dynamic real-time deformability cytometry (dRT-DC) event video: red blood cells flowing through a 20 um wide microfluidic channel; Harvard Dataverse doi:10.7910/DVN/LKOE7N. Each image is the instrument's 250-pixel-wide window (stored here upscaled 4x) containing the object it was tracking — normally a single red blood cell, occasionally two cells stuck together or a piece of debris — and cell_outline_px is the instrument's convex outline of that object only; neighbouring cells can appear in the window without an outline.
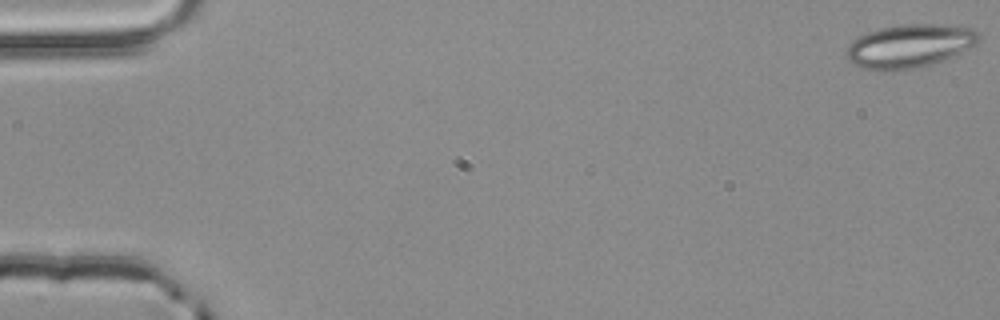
{"species": "common noctule bat (a hibernating species)", "species_latin": "Nyctalus noctula", "temperature_condition": "room temperature", "stored_images_in_passage": 4, "camera_frame_rate_fps": 3000, "um_per_image_px": 0.085, "animal": {"sex": "male", "body_mass_g": 20.4}, "frame": {"image": 1, "passage_image": 1, "time_ms": 0.0, "image_size_px": [1000, 320], "cell_outline_px": [[980, 36], [976, 44], [956, 56], [920, 68], [896, 72], [876, 72], [852, 64], [848, 60], [848, 48], [852, 40], [868, 32], [880, 28], [900, 24], [940, 24], [976, 28]], "centroid_in_image_um": [77.34, 3.94], "position_along_channel_um": 7.7, "area_um2": 34.22}}